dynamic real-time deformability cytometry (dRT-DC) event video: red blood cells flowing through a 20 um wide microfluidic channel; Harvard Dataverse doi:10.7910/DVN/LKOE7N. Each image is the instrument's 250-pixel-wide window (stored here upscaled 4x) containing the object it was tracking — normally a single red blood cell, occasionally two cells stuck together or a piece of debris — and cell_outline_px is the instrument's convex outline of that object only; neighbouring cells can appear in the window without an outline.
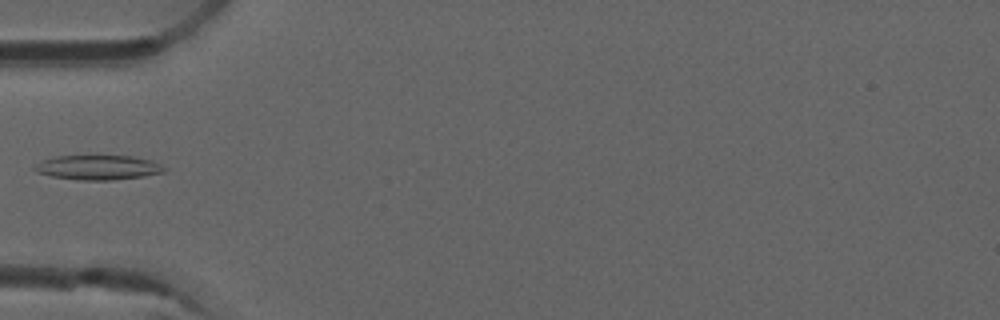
{"species": "common noctule bat (a hibernating species)", "species_latin": "Nyctalus noctula", "temperature_condition": "room temperature", "stored_images_in_passage": 33, "camera_frame_rate_fps": 3000, "um_per_image_px": 0.085, "animal": {"sex": "male", "forearm_length_mm": 52.5}, "frame": {"image": 1, "passage_image": 1, "time_ms": 0.0, "image_size_px": [1000, 320], "cell_outline_px": [[168, 168], [164, 172], [144, 176], [112, 180], [80, 180], [52, 176], [36, 172], [32, 168], [44, 160], [56, 156], [132, 156], [152, 160]], "centroid_in_image_um": [8.38, 14.24], "position_along_channel_um": 76.6, "area_um2": 18.5}}
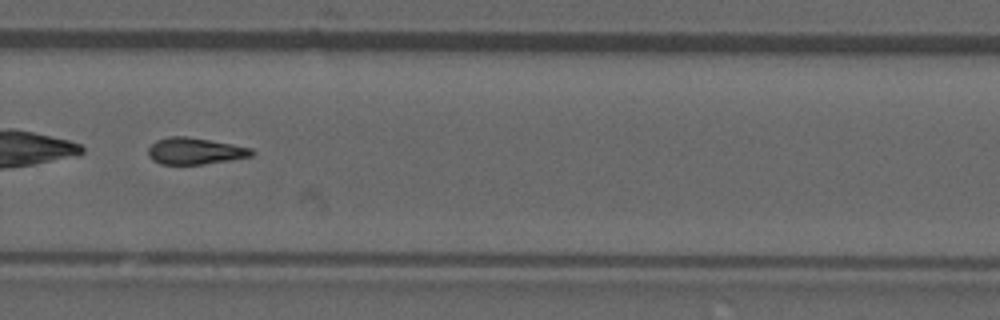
{"frame": {"image": 2, "passage_image": 19, "time_ms": 6.0, "image_size_px": [1000, 320], "cell_outline_px": [[256, 152], [252, 156], [204, 164], [160, 164], [152, 160], [148, 156], [148, 148], [156, 140], [168, 136], [188, 136], [232, 144], [252, 148]], "centroid_in_image_um": [16.56, 12.83], "position_along_channel_um": 313.2, "area_um2": 16.13}}